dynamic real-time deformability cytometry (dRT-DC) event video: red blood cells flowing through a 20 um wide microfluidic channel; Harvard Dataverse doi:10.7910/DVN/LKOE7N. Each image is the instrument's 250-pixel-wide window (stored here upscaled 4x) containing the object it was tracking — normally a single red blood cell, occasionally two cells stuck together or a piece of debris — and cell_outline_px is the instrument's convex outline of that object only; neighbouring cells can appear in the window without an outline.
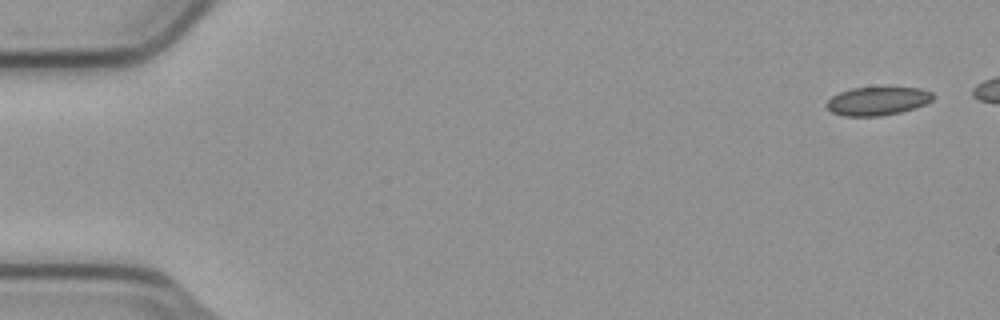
{"species": "common noctule bat (a hibernating species)", "species_latin": "Nyctalus noctula", "temperature_condition": "cold", "stored_images_in_passage": 6, "camera_frame_rate_fps": 3000, "um_per_image_px": 0.085, "animal": {"sex": "male", "body_mass_g": 23.1, "forearm_length_mm": 52.7}, "frame": {"image": 1, "passage_image": 1, "time_ms": 0.0, "image_size_px": [1000, 320], "cell_outline_px": [[936, 96], [932, 100], [916, 108], [900, 112], [880, 116], [844, 116], [832, 112], [824, 104], [832, 96], [840, 92], [852, 88], [920, 88], [932, 92]], "centroid_in_image_um": [74.6, 8.59], "position_along_channel_um": 10.4, "area_um2": 17.57}}